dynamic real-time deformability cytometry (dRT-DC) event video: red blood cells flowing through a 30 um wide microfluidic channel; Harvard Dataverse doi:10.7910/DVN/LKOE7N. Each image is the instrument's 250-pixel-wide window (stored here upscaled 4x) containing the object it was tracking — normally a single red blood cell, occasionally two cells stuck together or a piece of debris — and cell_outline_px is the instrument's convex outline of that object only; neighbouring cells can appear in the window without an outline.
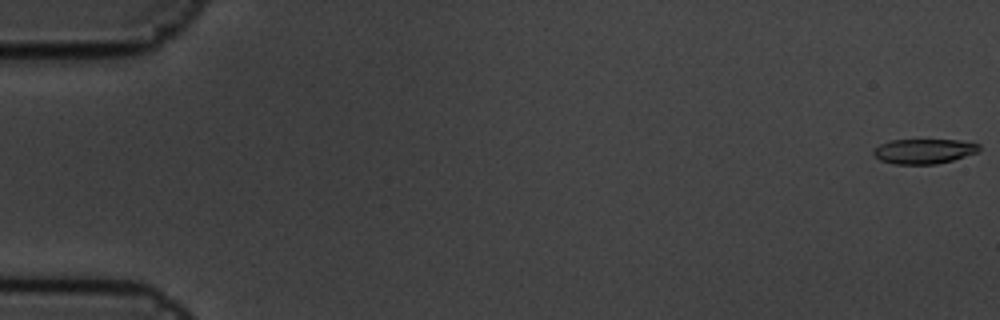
{"species": "common noctule bat (a hibernating species)", "species_latin": "Nyctalus noctula", "temperature_condition": "cold", "stored_images_in_passage": 5, "camera_frame_rate_fps": 3000, "um_per_image_px": 0.085, "animal": {"sex": "male", "body_mass_g": 19.5, "forearm_length_mm": 54.6}, "frame": {"image": 1, "passage_image": 1, "time_ms": 0.0, "image_size_px": [1000, 320], "cell_outline_px": [[980, 152], [952, 160], [936, 164], [896, 164], [880, 160], [872, 152], [872, 148], [880, 144], [892, 140], [956, 140], [980, 144]], "centroid_in_image_um": [78.53, 12.85], "position_along_channel_um": 6.5, "area_um2": 15.32}}